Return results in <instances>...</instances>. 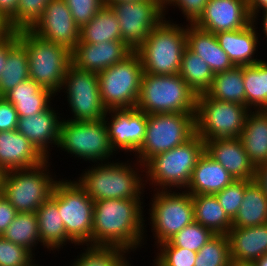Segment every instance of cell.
Wrapping results in <instances>:
<instances>
[{"label":"cell","instance_id":"obj_12","mask_svg":"<svg viewBox=\"0 0 267 266\" xmlns=\"http://www.w3.org/2000/svg\"><path fill=\"white\" fill-rule=\"evenodd\" d=\"M145 139L135 154L144 165L157 154L185 143L195 134V113L148 114Z\"/></svg>","mask_w":267,"mask_h":266},{"label":"cell","instance_id":"obj_2","mask_svg":"<svg viewBox=\"0 0 267 266\" xmlns=\"http://www.w3.org/2000/svg\"><path fill=\"white\" fill-rule=\"evenodd\" d=\"M112 161L110 159V162L97 163L96 166L94 164L87 170L85 169L76 182L93 201L103 199L143 200L146 186L143 183L144 175L142 174L144 165L137 160L134 161L135 164L134 162L132 164L131 162ZM138 166L140 168H137Z\"/></svg>","mask_w":267,"mask_h":266},{"label":"cell","instance_id":"obj_10","mask_svg":"<svg viewBox=\"0 0 267 266\" xmlns=\"http://www.w3.org/2000/svg\"><path fill=\"white\" fill-rule=\"evenodd\" d=\"M143 73L142 62L136 51L98 73L101 100L105 108H135Z\"/></svg>","mask_w":267,"mask_h":266},{"label":"cell","instance_id":"obj_40","mask_svg":"<svg viewBox=\"0 0 267 266\" xmlns=\"http://www.w3.org/2000/svg\"><path fill=\"white\" fill-rule=\"evenodd\" d=\"M214 235L210 229L193 221L167 242L171 246L198 252Z\"/></svg>","mask_w":267,"mask_h":266},{"label":"cell","instance_id":"obj_36","mask_svg":"<svg viewBox=\"0 0 267 266\" xmlns=\"http://www.w3.org/2000/svg\"><path fill=\"white\" fill-rule=\"evenodd\" d=\"M179 75L196 95L205 93L214 79V73L208 64L187 47L182 55Z\"/></svg>","mask_w":267,"mask_h":266},{"label":"cell","instance_id":"obj_32","mask_svg":"<svg viewBox=\"0 0 267 266\" xmlns=\"http://www.w3.org/2000/svg\"><path fill=\"white\" fill-rule=\"evenodd\" d=\"M244 85L243 66H234L226 71L215 73L212 84L205 93L216 100L246 106Z\"/></svg>","mask_w":267,"mask_h":266},{"label":"cell","instance_id":"obj_22","mask_svg":"<svg viewBox=\"0 0 267 266\" xmlns=\"http://www.w3.org/2000/svg\"><path fill=\"white\" fill-rule=\"evenodd\" d=\"M227 236L230 259L234 264L252 265L267 254V224L231 228Z\"/></svg>","mask_w":267,"mask_h":266},{"label":"cell","instance_id":"obj_6","mask_svg":"<svg viewBox=\"0 0 267 266\" xmlns=\"http://www.w3.org/2000/svg\"><path fill=\"white\" fill-rule=\"evenodd\" d=\"M17 33L18 41L27 51L29 78L54 94L60 93L62 81L72 64L71 51L38 37L29 29Z\"/></svg>","mask_w":267,"mask_h":266},{"label":"cell","instance_id":"obj_14","mask_svg":"<svg viewBox=\"0 0 267 266\" xmlns=\"http://www.w3.org/2000/svg\"><path fill=\"white\" fill-rule=\"evenodd\" d=\"M60 91L67 95V103L73 116L67 120L97 121L105 118L108 110L101 100L98 74L78 69L71 64Z\"/></svg>","mask_w":267,"mask_h":266},{"label":"cell","instance_id":"obj_17","mask_svg":"<svg viewBox=\"0 0 267 266\" xmlns=\"http://www.w3.org/2000/svg\"><path fill=\"white\" fill-rule=\"evenodd\" d=\"M38 37L72 51L80 40V28L65 0H50L42 16L29 29Z\"/></svg>","mask_w":267,"mask_h":266},{"label":"cell","instance_id":"obj_35","mask_svg":"<svg viewBox=\"0 0 267 266\" xmlns=\"http://www.w3.org/2000/svg\"><path fill=\"white\" fill-rule=\"evenodd\" d=\"M246 106L249 110H262L267 105V61L243 66Z\"/></svg>","mask_w":267,"mask_h":266},{"label":"cell","instance_id":"obj_28","mask_svg":"<svg viewBox=\"0 0 267 266\" xmlns=\"http://www.w3.org/2000/svg\"><path fill=\"white\" fill-rule=\"evenodd\" d=\"M239 138L255 168L267 163V114L263 110L248 112Z\"/></svg>","mask_w":267,"mask_h":266},{"label":"cell","instance_id":"obj_57","mask_svg":"<svg viewBox=\"0 0 267 266\" xmlns=\"http://www.w3.org/2000/svg\"><path fill=\"white\" fill-rule=\"evenodd\" d=\"M4 175H5V171L0 167V189H2Z\"/></svg>","mask_w":267,"mask_h":266},{"label":"cell","instance_id":"obj_41","mask_svg":"<svg viewBox=\"0 0 267 266\" xmlns=\"http://www.w3.org/2000/svg\"><path fill=\"white\" fill-rule=\"evenodd\" d=\"M157 255L152 266H194L197 252L171 246L168 242L157 245Z\"/></svg>","mask_w":267,"mask_h":266},{"label":"cell","instance_id":"obj_60","mask_svg":"<svg viewBox=\"0 0 267 266\" xmlns=\"http://www.w3.org/2000/svg\"><path fill=\"white\" fill-rule=\"evenodd\" d=\"M230 266H251V265H239V264L232 263Z\"/></svg>","mask_w":267,"mask_h":266},{"label":"cell","instance_id":"obj_9","mask_svg":"<svg viewBox=\"0 0 267 266\" xmlns=\"http://www.w3.org/2000/svg\"><path fill=\"white\" fill-rule=\"evenodd\" d=\"M62 119L58 148L75 158L95 164L108 162L110 158H114L113 155L116 156L111 147L104 119L97 121H71L63 117Z\"/></svg>","mask_w":267,"mask_h":266},{"label":"cell","instance_id":"obj_33","mask_svg":"<svg viewBox=\"0 0 267 266\" xmlns=\"http://www.w3.org/2000/svg\"><path fill=\"white\" fill-rule=\"evenodd\" d=\"M122 41L120 24L109 6H103L94 18L80 29L79 42L98 44Z\"/></svg>","mask_w":267,"mask_h":266},{"label":"cell","instance_id":"obj_1","mask_svg":"<svg viewBox=\"0 0 267 266\" xmlns=\"http://www.w3.org/2000/svg\"><path fill=\"white\" fill-rule=\"evenodd\" d=\"M143 203L131 199L94 201L92 245L120 247L129 253L141 248L147 232Z\"/></svg>","mask_w":267,"mask_h":266},{"label":"cell","instance_id":"obj_3","mask_svg":"<svg viewBox=\"0 0 267 266\" xmlns=\"http://www.w3.org/2000/svg\"><path fill=\"white\" fill-rule=\"evenodd\" d=\"M204 152L205 142L195 133L178 147L150 158L144 164V183L151 185L152 189L156 187L155 190H185Z\"/></svg>","mask_w":267,"mask_h":266},{"label":"cell","instance_id":"obj_51","mask_svg":"<svg viewBox=\"0 0 267 266\" xmlns=\"http://www.w3.org/2000/svg\"><path fill=\"white\" fill-rule=\"evenodd\" d=\"M254 180L267 195V163L261 164L256 168Z\"/></svg>","mask_w":267,"mask_h":266},{"label":"cell","instance_id":"obj_54","mask_svg":"<svg viewBox=\"0 0 267 266\" xmlns=\"http://www.w3.org/2000/svg\"><path fill=\"white\" fill-rule=\"evenodd\" d=\"M261 12H262V15L263 16H260V17H262V21H261V25H263V30H261L263 33H264V36H266V38H267V8L266 9H263L262 11H260V12H258L253 18H252V23L254 24V25H257V20H261V19H258V16H259V13L261 14ZM266 41H267V39H266Z\"/></svg>","mask_w":267,"mask_h":266},{"label":"cell","instance_id":"obj_61","mask_svg":"<svg viewBox=\"0 0 267 266\" xmlns=\"http://www.w3.org/2000/svg\"><path fill=\"white\" fill-rule=\"evenodd\" d=\"M262 110L267 114V105Z\"/></svg>","mask_w":267,"mask_h":266},{"label":"cell","instance_id":"obj_20","mask_svg":"<svg viewBox=\"0 0 267 266\" xmlns=\"http://www.w3.org/2000/svg\"><path fill=\"white\" fill-rule=\"evenodd\" d=\"M52 105L43 112L19 117L16 130L24 135L45 158L49 159L50 145L56 147L62 119ZM59 115V116H58ZM50 144V145H49ZM55 145V146H52ZM49 150V151H48Z\"/></svg>","mask_w":267,"mask_h":266},{"label":"cell","instance_id":"obj_18","mask_svg":"<svg viewBox=\"0 0 267 266\" xmlns=\"http://www.w3.org/2000/svg\"><path fill=\"white\" fill-rule=\"evenodd\" d=\"M251 22L247 0H208L203 14L194 24L216 34L243 29Z\"/></svg>","mask_w":267,"mask_h":266},{"label":"cell","instance_id":"obj_27","mask_svg":"<svg viewBox=\"0 0 267 266\" xmlns=\"http://www.w3.org/2000/svg\"><path fill=\"white\" fill-rule=\"evenodd\" d=\"M54 95L56 96L51 90L29 78L11 89L4 97L13 104L18 117H27L48 109Z\"/></svg>","mask_w":267,"mask_h":266},{"label":"cell","instance_id":"obj_47","mask_svg":"<svg viewBox=\"0 0 267 266\" xmlns=\"http://www.w3.org/2000/svg\"><path fill=\"white\" fill-rule=\"evenodd\" d=\"M18 118L13 104L0 96V132L16 130Z\"/></svg>","mask_w":267,"mask_h":266},{"label":"cell","instance_id":"obj_30","mask_svg":"<svg viewBox=\"0 0 267 266\" xmlns=\"http://www.w3.org/2000/svg\"><path fill=\"white\" fill-rule=\"evenodd\" d=\"M267 224V195L253 180L246 188L243 201L235 218L232 228H246Z\"/></svg>","mask_w":267,"mask_h":266},{"label":"cell","instance_id":"obj_5","mask_svg":"<svg viewBox=\"0 0 267 266\" xmlns=\"http://www.w3.org/2000/svg\"><path fill=\"white\" fill-rule=\"evenodd\" d=\"M181 24H174L173 20L171 22L165 17L150 31L145 42L136 50L144 73L179 74L182 55L186 48V25Z\"/></svg>","mask_w":267,"mask_h":266},{"label":"cell","instance_id":"obj_15","mask_svg":"<svg viewBox=\"0 0 267 266\" xmlns=\"http://www.w3.org/2000/svg\"><path fill=\"white\" fill-rule=\"evenodd\" d=\"M109 7L120 24L122 41L136 51L164 18V4L160 0L119 2Z\"/></svg>","mask_w":267,"mask_h":266},{"label":"cell","instance_id":"obj_23","mask_svg":"<svg viewBox=\"0 0 267 266\" xmlns=\"http://www.w3.org/2000/svg\"><path fill=\"white\" fill-rule=\"evenodd\" d=\"M46 159L17 130L0 132V167L6 172L40 165Z\"/></svg>","mask_w":267,"mask_h":266},{"label":"cell","instance_id":"obj_49","mask_svg":"<svg viewBox=\"0 0 267 266\" xmlns=\"http://www.w3.org/2000/svg\"><path fill=\"white\" fill-rule=\"evenodd\" d=\"M19 0H0V13L10 22L11 27L16 31V8Z\"/></svg>","mask_w":267,"mask_h":266},{"label":"cell","instance_id":"obj_48","mask_svg":"<svg viewBox=\"0 0 267 266\" xmlns=\"http://www.w3.org/2000/svg\"><path fill=\"white\" fill-rule=\"evenodd\" d=\"M17 213L5 197L0 200V236L5 233Z\"/></svg>","mask_w":267,"mask_h":266},{"label":"cell","instance_id":"obj_4","mask_svg":"<svg viewBox=\"0 0 267 266\" xmlns=\"http://www.w3.org/2000/svg\"><path fill=\"white\" fill-rule=\"evenodd\" d=\"M196 93L179 74L143 73L135 108L148 114L195 113Z\"/></svg>","mask_w":267,"mask_h":266},{"label":"cell","instance_id":"obj_38","mask_svg":"<svg viewBox=\"0 0 267 266\" xmlns=\"http://www.w3.org/2000/svg\"><path fill=\"white\" fill-rule=\"evenodd\" d=\"M78 258L71 266H126L129 263V254L123 248L112 246L85 245Z\"/></svg>","mask_w":267,"mask_h":266},{"label":"cell","instance_id":"obj_24","mask_svg":"<svg viewBox=\"0 0 267 266\" xmlns=\"http://www.w3.org/2000/svg\"><path fill=\"white\" fill-rule=\"evenodd\" d=\"M258 26L252 22L245 28L233 31H221L216 33L220 47L227 53L235 66H247L260 62L256 58L259 44Z\"/></svg>","mask_w":267,"mask_h":266},{"label":"cell","instance_id":"obj_13","mask_svg":"<svg viewBox=\"0 0 267 266\" xmlns=\"http://www.w3.org/2000/svg\"><path fill=\"white\" fill-rule=\"evenodd\" d=\"M155 191V192H154ZM149 204L151 232L156 246L167 242L194 221L193 202L185 190H154ZM153 199V200H152Z\"/></svg>","mask_w":267,"mask_h":266},{"label":"cell","instance_id":"obj_29","mask_svg":"<svg viewBox=\"0 0 267 266\" xmlns=\"http://www.w3.org/2000/svg\"><path fill=\"white\" fill-rule=\"evenodd\" d=\"M38 231L43 248L49 251L63 248L69 243L77 245L65 231L57 204L49 197L37 210ZM69 242V243H68Z\"/></svg>","mask_w":267,"mask_h":266},{"label":"cell","instance_id":"obj_52","mask_svg":"<svg viewBox=\"0 0 267 266\" xmlns=\"http://www.w3.org/2000/svg\"><path fill=\"white\" fill-rule=\"evenodd\" d=\"M14 31L9 20L0 13V41L7 39Z\"/></svg>","mask_w":267,"mask_h":266},{"label":"cell","instance_id":"obj_44","mask_svg":"<svg viewBox=\"0 0 267 266\" xmlns=\"http://www.w3.org/2000/svg\"><path fill=\"white\" fill-rule=\"evenodd\" d=\"M33 258L29 250L0 236V266H28Z\"/></svg>","mask_w":267,"mask_h":266},{"label":"cell","instance_id":"obj_62","mask_svg":"<svg viewBox=\"0 0 267 266\" xmlns=\"http://www.w3.org/2000/svg\"><path fill=\"white\" fill-rule=\"evenodd\" d=\"M163 4H165L168 0H160Z\"/></svg>","mask_w":267,"mask_h":266},{"label":"cell","instance_id":"obj_56","mask_svg":"<svg viewBox=\"0 0 267 266\" xmlns=\"http://www.w3.org/2000/svg\"><path fill=\"white\" fill-rule=\"evenodd\" d=\"M125 1H139V0H103V3L104 6H109L115 3L125 2Z\"/></svg>","mask_w":267,"mask_h":266},{"label":"cell","instance_id":"obj_53","mask_svg":"<svg viewBox=\"0 0 267 266\" xmlns=\"http://www.w3.org/2000/svg\"><path fill=\"white\" fill-rule=\"evenodd\" d=\"M248 11L251 18L258 12L267 8V0H247Z\"/></svg>","mask_w":267,"mask_h":266},{"label":"cell","instance_id":"obj_8","mask_svg":"<svg viewBox=\"0 0 267 266\" xmlns=\"http://www.w3.org/2000/svg\"><path fill=\"white\" fill-rule=\"evenodd\" d=\"M50 198L57 204L66 234L79 245H92L93 199L73 180L59 178Z\"/></svg>","mask_w":267,"mask_h":266},{"label":"cell","instance_id":"obj_11","mask_svg":"<svg viewBox=\"0 0 267 266\" xmlns=\"http://www.w3.org/2000/svg\"><path fill=\"white\" fill-rule=\"evenodd\" d=\"M250 110L235 102L216 100L206 93L198 94L195 112V133L204 142L216 138H238Z\"/></svg>","mask_w":267,"mask_h":266},{"label":"cell","instance_id":"obj_43","mask_svg":"<svg viewBox=\"0 0 267 266\" xmlns=\"http://www.w3.org/2000/svg\"><path fill=\"white\" fill-rule=\"evenodd\" d=\"M50 0H19L16 8V31L30 29L42 16Z\"/></svg>","mask_w":267,"mask_h":266},{"label":"cell","instance_id":"obj_25","mask_svg":"<svg viewBox=\"0 0 267 266\" xmlns=\"http://www.w3.org/2000/svg\"><path fill=\"white\" fill-rule=\"evenodd\" d=\"M186 47L201 57L214 74L235 66L220 47L216 35L195 24H186Z\"/></svg>","mask_w":267,"mask_h":266},{"label":"cell","instance_id":"obj_16","mask_svg":"<svg viewBox=\"0 0 267 266\" xmlns=\"http://www.w3.org/2000/svg\"><path fill=\"white\" fill-rule=\"evenodd\" d=\"M147 119V114L136 108L107 111L104 121L116 154L122 150L125 153L132 152L135 156L145 139Z\"/></svg>","mask_w":267,"mask_h":266},{"label":"cell","instance_id":"obj_7","mask_svg":"<svg viewBox=\"0 0 267 266\" xmlns=\"http://www.w3.org/2000/svg\"><path fill=\"white\" fill-rule=\"evenodd\" d=\"M49 161L46 159L35 167L5 172L3 195L17 212H36L50 197L59 179L50 172Z\"/></svg>","mask_w":267,"mask_h":266},{"label":"cell","instance_id":"obj_46","mask_svg":"<svg viewBox=\"0 0 267 266\" xmlns=\"http://www.w3.org/2000/svg\"><path fill=\"white\" fill-rule=\"evenodd\" d=\"M207 2L208 0H168L164 4V12L166 15L169 6H175L176 9L178 7L181 14L186 17L188 24H194L203 14Z\"/></svg>","mask_w":267,"mask_h":266},{"label":"cell","instance_id":"obj_59","mask_svg":"<svg viewBox=\"0 0 267 266\" xmlns=\"http://www.w3.org/2000/svg\"><path fill=\"white\" fill-rule=\"evenodd\" d=\"M3 197H4V195H3V190L0 189V200H1Z\"/></svg>","mask_w":267,"mask_h":266},{"label":"cell","instance_id":"obj_58","mask_svg":"<svg viewBox=\"0 0 267 266\" xmlns=\"http://www.w3.org/2000/svg\"><path fill=\"white\" fill-rule=\"evenodd\" d=\"M28 266H43V265L36 264L35 260H33Z\"/></svg>","mask_w":267,"mask_h":266},{"label":"cell","instance_id":"obj_42","mask_svg":"<svg viewBox=\"0 0 267 266\" xmlns=\"http://www.w3.org/2000/svg\"><path fill=\"white\" fill-rule=\"evenodd\" d=\"M251 182V180H235L223 190L214 194L219 204L231 220L235 218V215L237 214L243 201L245 188Z\"/></svg>","mask_w":267,"mask_h":266},{"label":"cell","instance_id":"obj_50","mask_svg":"<svg viewBox=\"0 0 267 266\" xmlns=\"http://www.w3.org/2000/svg\"><path fill=\"white\" fill-rule=\"evenodd\" d=\"M18 36L17 31H14L7 39L0 41V76L3 73V68L8 57V45Z\"/></svg>","mask_w":267,"mask_h":266},{"label":"cell","instance_id":"obj_21","mask_svg":"<svg viewBox=\"0 0 267 266\" xmlns=\"http://www.w3.org/2000/svg\"><path fill=\"white\" fill-rule=\"evenodd\" d=\"M205 152L220 163L234 180L255 179L256 168L250 162L240 138H216L205 142Z\"/></svg>","mask_w":267,"mask_h":266},{"label":"cell","instance_id":"obj_39","mask_svg":"<svg viewBox=\"0 0 267 266\" xmlns=\"http://www.w3.org/2000/svg\"><path fill=\"white\" fill-rule=\"evenodd\" d=\"M229 239L215 234L198 252L194 266H230Z\"/></svg>","mask_w":267,"mask_h":266},{"label":"cell","instance_id":"obj_45","mask_svg":"<svg viewBox=\"0 0 267 266\" xmlns=\"http://www.w3.org/2000/svg\"><path fill=\"white\" fill-rule=\"evenodd\" d=\"M65 2L80 29L104 6L103 0H65Z\"/></svg>","mask_w":267,"mask_h":266},{"label":"cell","instance_id":"obj_55","mask_svg":"<svg viewBox=\"0 0 267 266\" xmlns=\"http://www.w3.org/2000/svg\"><path fill=\"white\" fill-rule=\"evenodd\" d=\"M251 266H267V254L257 259Z\"/></svg>","mask_w":267,"mask_h":266},{"label":"cell","instance_id":"obj_37","mask_svg":"<svg viewBox=\"0 0 267 266\" xmlns=\"http://www.w3.org/2000/svg\"><path fill=\"white\" fill-rule=\"evenodd\" d=\"M2 236L6 240L26 248L35 256L34 251L37 244L42 245L36 213L18 212Z\"/></svg>","mask_w":267,"mask_h":266},{"label":"cell","instance_id":"obj_26","mask_svg":"<svg viewBox=\"0 0 267 266\" xmlns=\"http://www.w3.org/2000/svg\"><path fill=\"white\" fill-rule=\"evenodd\" d=\"M233 177L206 152L196 163L189 185L185 189L191 195H214L230 185Z\"/></svg>","mask_w":267,"mask_h":266},{"label":"cell","instance_id":"obj_19","mask_svg":"<svg viewBox=\"0 0 267 266\" xmlns=\"http://www.w3.org/2000/svg\"><path fill=\"white\" fill-rule=\"evenodd\" d=\"M131 52L123 41H105L98 44L78 42L71 51V60L76 68L98 74L122 61Z\"/></svg>","mask_w":267,"mask_h":266},{"label":"cell","instance_id":"obj_34","mask_svg":"<svg viewBox=\"0 0 267 266\" xmlns=\"http://www.w3.org/2000/svg\"><path fill=\"white\" fill-rule=\"evenodd\" d=\"M29 79L28 56L18 36L8 45V57L0 76V96Z\"/></svg>","mask_w":267,"mask_h":266},{"label":"cell","instance_id":"obj_31","mask_svg":"<svg viewBox=\"0 0 267 266\" xmlns=\"http://www.w3.org/2000/svg\"><path fill=\"white\" fill-rule=\"evenodd\" d=\"M194 221L210 229L214 234L227 235L232 228V220L219 204L215 195H191Z\"/></svg>","mask_w":267,"mask_h":266}]
</instances>
